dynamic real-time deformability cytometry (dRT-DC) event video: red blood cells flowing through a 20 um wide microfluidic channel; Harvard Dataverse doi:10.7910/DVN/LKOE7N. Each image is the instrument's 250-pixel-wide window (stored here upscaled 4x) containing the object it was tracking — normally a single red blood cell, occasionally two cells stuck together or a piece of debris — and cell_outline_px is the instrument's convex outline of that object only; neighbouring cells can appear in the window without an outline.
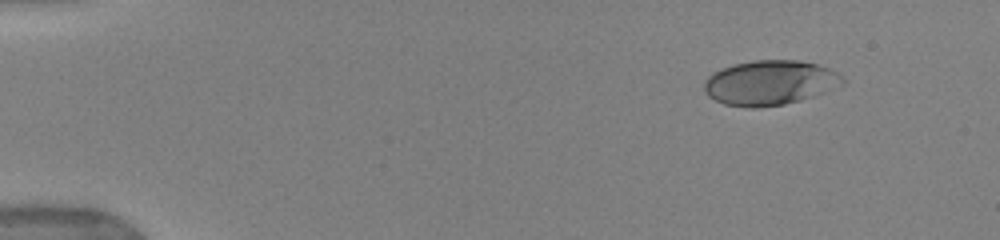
{"species": "human", "species_latin": "Homo sapiens", "temperature_condition": "warm", "stored_images_in_passage": 12, "segment_of_instrument_passage": [2, 2], "camera_frame_rate_fps": 3000, "um_per_image_px": 0.085, "donor": {"sex": "female"}, "frame": {"image": 1, "passage_image": 12, "time_ms": 6.0, "image_size_px": [1000, 240], "cell_outline_px": [[844, 84], [812, 96], [800, 100], [784, 104], [752, 108], [724, 104], [708, 96], [704, 92], [704, 80], [712, 72], [720, 68], [732, 64], [752, 60], [800, 60], [816, 64], [828, 68], [836, 72], [844, 80]], "centroid_in_image_um": [65.38, 7.02], "position_along_channel_um": 19.6, "area_um2": 36.07}}